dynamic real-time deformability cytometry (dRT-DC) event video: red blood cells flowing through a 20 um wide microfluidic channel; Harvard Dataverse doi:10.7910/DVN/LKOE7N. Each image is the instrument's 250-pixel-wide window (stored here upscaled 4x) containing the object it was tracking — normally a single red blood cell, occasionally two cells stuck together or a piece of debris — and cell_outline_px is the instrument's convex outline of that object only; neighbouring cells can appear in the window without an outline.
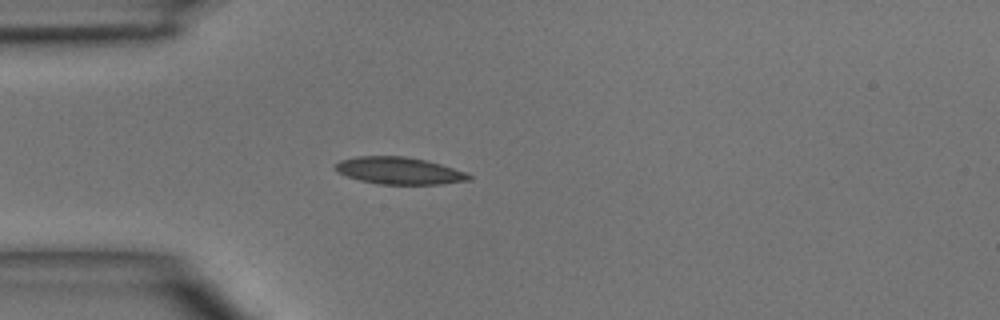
{"species": "common noctule bat (a hibernating species)", "species_latin": "Nyctalus noctula", "temperature_condition": "room temperature", "stored_images_in_passage": 3, "camera_frame_rate_fps": 3000, "um_per_image_px": 0.085, "animal": {"sex": "male", "body_mass_g": 15.6}, "frame": {"image": 1, "passage_image": 3, "time_ms": 3.0, "image_size_px": [1000, 320], "cell_outline_px": [[472, 180], [440, 184], [380, 184], [360, 180], [336, 172], [336, 164], [340, 160], [356, 156], [404, 156], [424, 160], [440, 164], [468, 172], [472, 176]], "centroid_in_image_um": [33.96, 14.51], "position_along_channel_um": 51.0, "area_um2": 21.04}}